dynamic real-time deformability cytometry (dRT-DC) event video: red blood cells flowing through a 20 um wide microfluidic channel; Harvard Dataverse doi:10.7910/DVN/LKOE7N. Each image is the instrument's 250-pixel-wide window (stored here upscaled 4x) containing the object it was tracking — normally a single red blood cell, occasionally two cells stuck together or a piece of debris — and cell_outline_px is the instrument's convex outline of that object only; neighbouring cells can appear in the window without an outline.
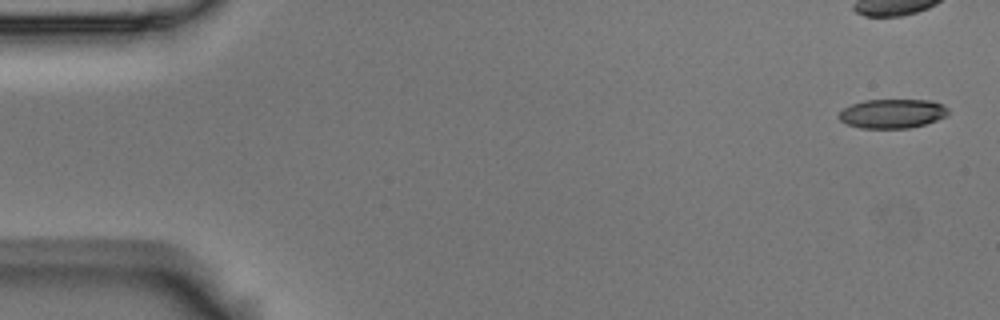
{"species": "Egyptian fruit bat (a non-hibernating species)", "species_latin": "Rousettus aegyptiacus", "temperature_condition": "room temperature", "stored_images_in_passage": 5, "camera_frame_rate_fps": 3000, "um_per_image_px": 0.085, "animal": {"sex": "male"}, "frame": {"image": 1, "passage_image": 1, "time_ms": 0.0, "image_size_px": [1000, 320], "cell_outline_px": [[948, 116], [924, 124], [908, 128], [860, 128], [848, 124], [840, 120], [836, 116], [844, 108], [852, 104], [864, 100], [932, 100], [944, 104], [948, 108]], "centroid_in_image_um": [75.86, 9.65], "position_along_channel_um": 9.1, "area_um2": 18.67}}